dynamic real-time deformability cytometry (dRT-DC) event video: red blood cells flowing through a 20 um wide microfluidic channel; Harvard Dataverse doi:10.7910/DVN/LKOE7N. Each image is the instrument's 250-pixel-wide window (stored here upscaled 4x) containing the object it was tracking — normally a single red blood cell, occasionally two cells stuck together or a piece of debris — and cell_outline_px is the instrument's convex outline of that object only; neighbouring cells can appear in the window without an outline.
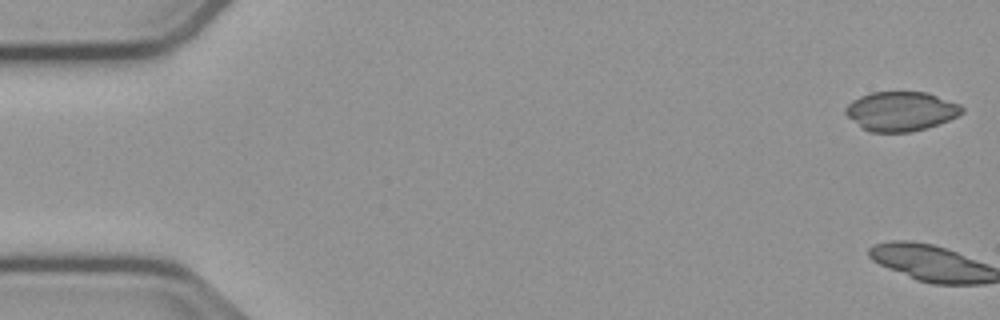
{"species": "common noctule bat (a hibernating species)", "species_latin": "Nyctalus noctula", "temperature_condition": "cold", "stored_images_in_passage": 2, "camera_frame_rate_fps": 3000, "um_per_image_px": 0.085, "animal": {"sex": "male", "body_mass_g": 23.1, "forearm_length_mm": 52.7}, "frame": {"image": 1, "passage_image": 1, "time_ms": 0.0, "image_size_px": [1000, 320], "cell_outline_px": [[964, 112], [948, 120], [924, 128], [908, 132], [868, 132], [848, 116], [844, 112], [844, 108], [852, 100], [860, 96], [872, 92], [928, 92], [960, 104], [964, 108]], "centroid_in_image_um": [76.57, 9.44], "position_along_channel_um": 8.4, "area_um2": 26.53}}